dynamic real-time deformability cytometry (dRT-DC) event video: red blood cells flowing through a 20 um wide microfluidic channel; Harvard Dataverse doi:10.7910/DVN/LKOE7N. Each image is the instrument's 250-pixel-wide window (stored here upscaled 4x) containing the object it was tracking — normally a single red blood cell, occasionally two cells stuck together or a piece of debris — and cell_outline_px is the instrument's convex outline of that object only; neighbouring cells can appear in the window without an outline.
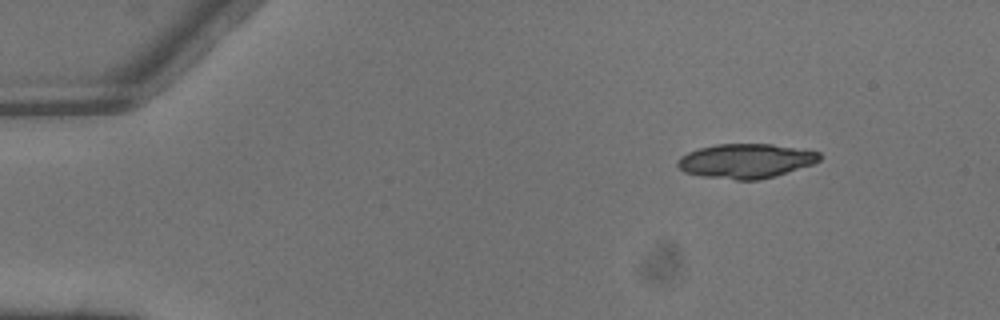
{"species": "common noctule bat (a hibernating species)", "species_latin": "Nyctalus noctula", "temperature_condition": "warm", "stored_images_in_passage": 4, "camera_frame_rate_fps": 3000, "um_per_image_px": 0.085, "animal": {"sex": "male", "body_mass_g": 13.3}, "frame": {"image": 1, "passage_image": 1, "time_ms": 0.0, "image_size_px": [1000, 320], "cell_outline_px": [[820, 160], [812, 164], [760, 180], [736, 180], [704, 176], [684, 172], [676, 164], [676, 160], [680, 156], [688, 152], [700, 148], [716, 144], [772, 144], [804, 148], [820, 152]], "centroid_in_image_um": [63.39, 13.67], "position_along_channel_um": 21.6, "area_um2": 28.5}}